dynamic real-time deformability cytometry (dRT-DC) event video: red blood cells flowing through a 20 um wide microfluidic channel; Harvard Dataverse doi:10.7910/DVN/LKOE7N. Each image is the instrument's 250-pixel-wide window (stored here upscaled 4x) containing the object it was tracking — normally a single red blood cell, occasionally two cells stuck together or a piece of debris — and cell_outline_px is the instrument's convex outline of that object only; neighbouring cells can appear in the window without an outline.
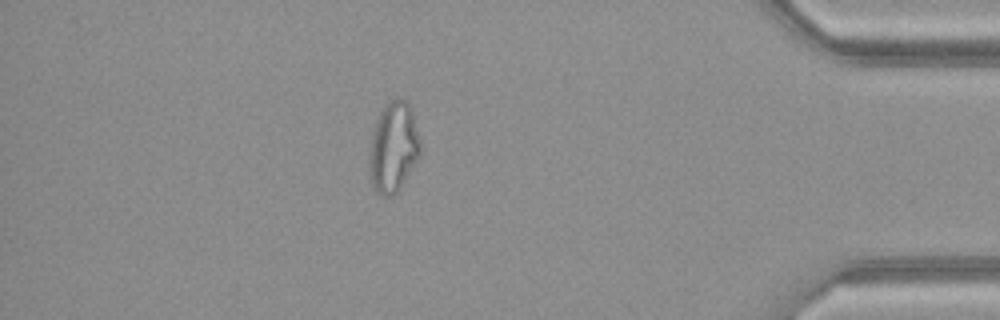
{"species": "common noctule bat (a hibernating species)", "species_latin": "Nyctalus noctula", "temperature_condition": "warm", "stored_images_in_passage": 43, "camera_frame_rate_fps": 3000, "um_per_image_px": 0.085, "animal": {"sex": "female", "body_mass_g": 21.9}, "frame": {"image": 1, "passage_image": 37, "time_ms": 12.0, "image_size_px": [1000, 320], "cell_outline_px": [[420, 156], [400, 188], [392, 196], [380, 196], [372, 188], [368, 168], [368, 160], [372, 132], [376, 120], [384, 104], [392, 100], [408, 100], [412, 104], [420, 140]], "centroid_in_image_um": [33.43, 12.52], "position_along_channel_um": 401.8, "area_um2": 27.4}, "authors_computed_cell_mechanics": {"area_um2": 25.5476, "velocity_mm_per_s": 4.1789, "shape_relaxation_time_tau1_ms": null, "shape_relaxation_time_tau2_ms": 1.5604, "deformation_change_tau1": null, "deformation_change_tau2": 0.104}}